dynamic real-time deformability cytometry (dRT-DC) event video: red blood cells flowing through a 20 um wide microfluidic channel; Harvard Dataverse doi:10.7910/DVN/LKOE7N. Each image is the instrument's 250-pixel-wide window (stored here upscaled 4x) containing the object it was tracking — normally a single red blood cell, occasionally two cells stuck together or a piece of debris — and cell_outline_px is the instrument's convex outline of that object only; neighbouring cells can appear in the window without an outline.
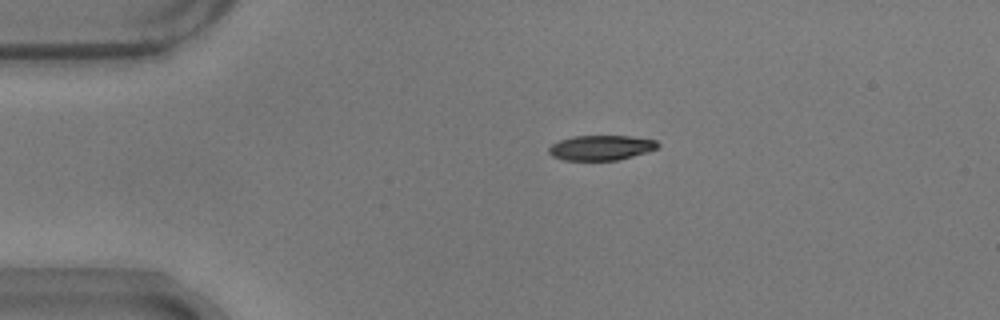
{"species": "common noctule bat (a hibernating species)", "species_latin": "Nyctalus noctula", "temperature_condition": "warm", "stored_images_in_passage": 44, "camera_frame_rate_fps": 3000, "um_per_image_px": 0.085, "animal": {"sex": "male", "body_mass_g": 17.9}, "frame": {"image": 1, "passage_image": 1, "time_ms": 0.0, "image_size_px": [1000, 320], "cell_outline_px": [[660, 144], [656, 148], [632, 156], [616, 160], [564, 160], [552, 156], [548, 152], [548, 148], [552, 144], [560, 140], [572, 136], [632, 136], [656, 140]], "centroid_in_image_um": [51.05, 12.55], "position_along_channel_um": 33.9, "area_um2": 15.72}}
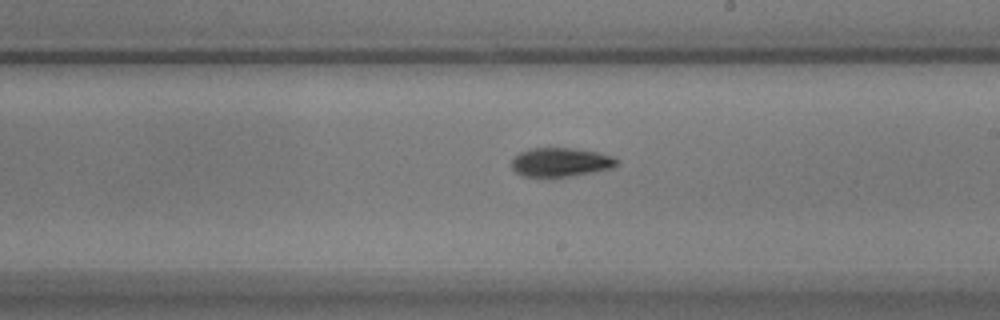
{"frame": {"image": 2, "passage_image": 21, "time_ms": 6.667, "image_size_px": [1000, 320], "cell_outline_px": [[620, 164], [612, 168], [596, 172], [552, 180], [544, 180], [520, 176], [512, 168], [512, 160], [520, 152], [528, 148], [572, 148], [596, 152], [612, 156], [620, 160]], "centroid_in_image_um": [47.64, 13.85], "position_along_channel_um": 241.4, "area_um2": 18.73}}
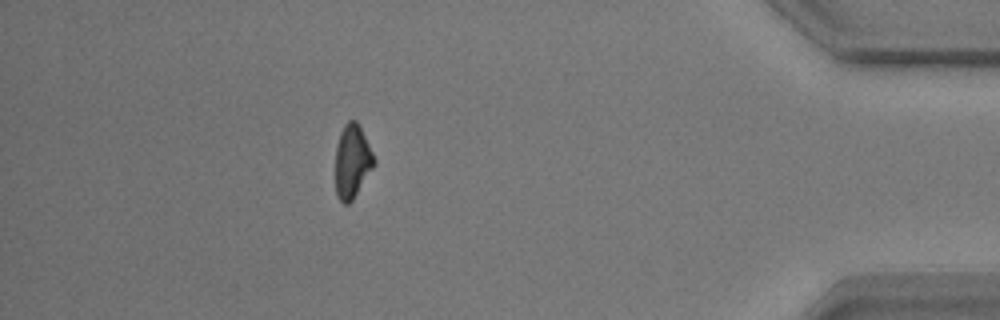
{"frame": {"image": 3, "passage_image": 38, "time_ms": 12.333, "image_size_px": [1000, 320], "cell_outline_px": [[376, 164], [352, 200], [348, 204], [344, 204], [336, 196], [336, 148], [340, 132], [344, 124], [348, 120], [356, 120], [360, 124], [376, 160]], "centroid_in_image_um": [29.95, 13.69], "position_along_channel_um": 405.2, "area_um2": 16.7}, "authors_computed_cell_mechanics": {"area_um2": 17.5134, "velocity_mm_per_s": 3.7241, "shape_relaxation_time_tau1_ms": 5.2549, "shape_relaxation_time_tau2_ms": 4.1021, "deformation_change_tau1": 0.1654, "deformation_change_tau2": 0.1009}}